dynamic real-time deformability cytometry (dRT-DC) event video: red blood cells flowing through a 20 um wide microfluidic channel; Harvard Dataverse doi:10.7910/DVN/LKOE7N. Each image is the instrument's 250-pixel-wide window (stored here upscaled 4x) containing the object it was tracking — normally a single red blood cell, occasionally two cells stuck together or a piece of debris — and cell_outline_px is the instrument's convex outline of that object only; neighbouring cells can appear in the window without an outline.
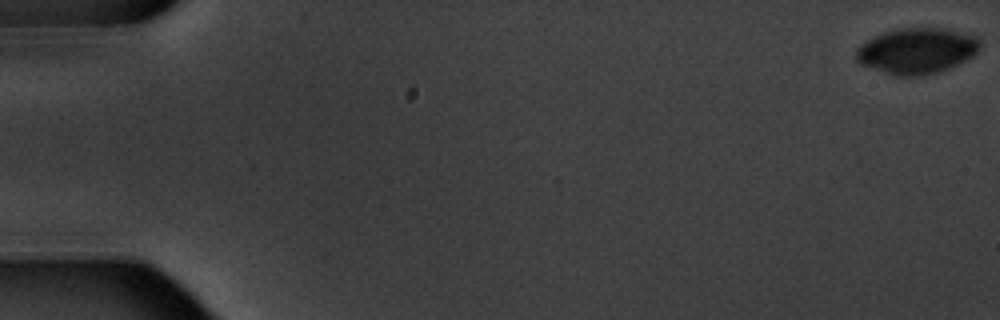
{"species": "common noctule bat (a hibernating species)", "species_latin": "Nyctalus noctula", "temperature_condition": "warm", "stored_images_in_passage": 3, "camera_frame_rate_fps": 3000, "um_per_image_px": 0.085, "animal": {"sex": "male", "body_mass_g": 20.1, "forearm_length_mm": 53.5}, "frame": {"image": 1, "passage_image": 1, "time_ms": 0.0, "image_size_px": [1000, 320], "cell_outline_px": [[980, 48], [972, 56], [948, 68], [936, 72], [920, 76], [896, 76], [860, 64], [856, 60], [856, 48], [860, 44], [884, 32], [904, 28], [944, 28], [980, 36]], "centroid_in_image_um": [77.94, 4.31], "position_along_channel_um": 7.1, "area_um2": 32.89}}